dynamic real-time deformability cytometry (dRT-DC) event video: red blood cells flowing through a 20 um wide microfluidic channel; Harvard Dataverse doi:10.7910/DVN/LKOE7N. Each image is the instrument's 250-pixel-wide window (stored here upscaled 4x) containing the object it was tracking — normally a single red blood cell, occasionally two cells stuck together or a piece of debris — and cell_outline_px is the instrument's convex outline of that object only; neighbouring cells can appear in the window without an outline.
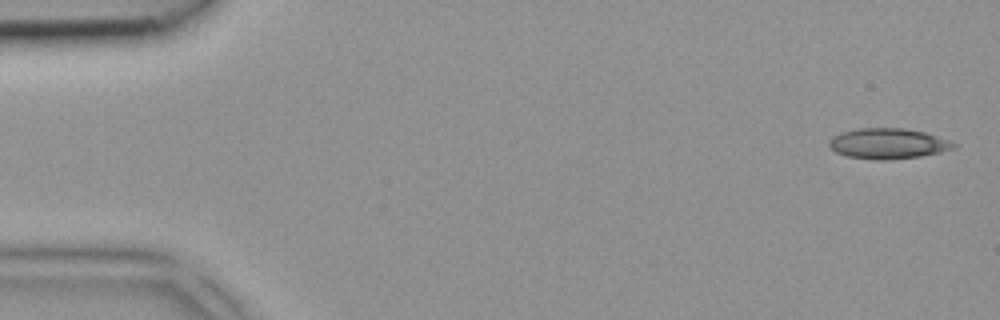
{"species": "common noctule bat (a hibernating species)", "species_latin": "Nyctalus noctula", "temperature_condition": "room temperature", "stored_images_in_passage": 3, "camera_frame_rate_fps": 3000, "um_per_image_px": 0.085, "animal": {"sex": "female", "body_mass_g": 18.4}, "frame": {"image": 1, "passage_image": 1, "time_ms": 0.0, "image_size_px": [1000, 320], "cell_outline_px": [[956, 148], [940, 152], [920, 156], [880, 160], [848, 156], [836, 152], [828, 144], [828, 140], [840, 132], [860, 128], [904, 128], [924, 132], [948, 140], [956, 144]], "centroid_in_image_um": [75.47, 12.19], "position_along_channel_um": 9.5, "area_um2": 21.85}}